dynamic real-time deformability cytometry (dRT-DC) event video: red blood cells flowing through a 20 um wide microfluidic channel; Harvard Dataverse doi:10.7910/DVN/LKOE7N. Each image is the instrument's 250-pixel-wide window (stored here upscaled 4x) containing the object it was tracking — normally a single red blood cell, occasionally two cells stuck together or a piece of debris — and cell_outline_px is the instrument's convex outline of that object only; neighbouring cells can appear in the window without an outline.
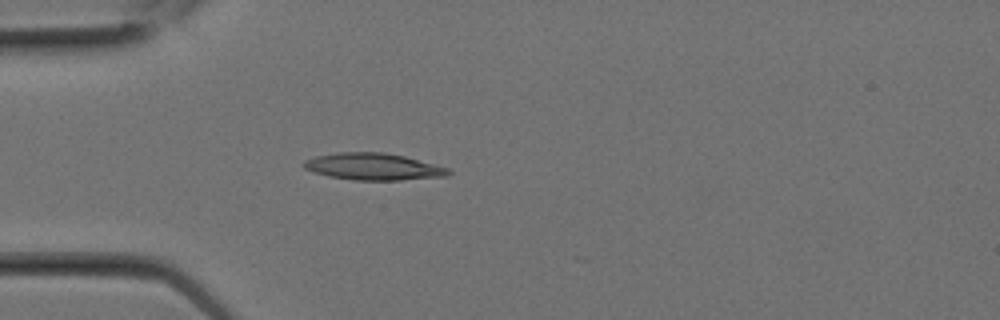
{"species": "Egyptian fruit bat (a non-hibernating species)", "species_latin": "Rousettus aegyptiacus", "temperature_condition": "room temperature", "stored_images_in_passage": 1, "camera_frame_rate_fps": 3000, "um_per_image_px": 0.085, "animal": {"sex": "female"}, "frame": {"image": 1, "passage_image": 1, "time_ms": 0.0, "image_size_px": [1000, 320], "cell_outline_px": [[452, 172], [448, 176], [400, 180], [356, 180], [328, 176], [304, 168], [300, 164], [304, 160], [316, 156], [340, 152], [384, 152], [404, 156], [448, 168]], "centroid_in_image_um": [31.72, 14.16], "position_along_channel_um": 53.3, "area_um2": 22.54}}